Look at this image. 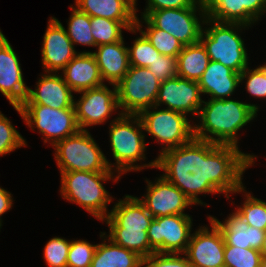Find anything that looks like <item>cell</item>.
Instances as JSON below:
<instances>
[{"label": "cell", "mask_w": 266, "mask_h": 267, "mask_svg": "<svg viewBox=\"0 0 266 267\" xmlns=\"http://www.w3.org/2000/svg\"><path fill=\"white\" fill-rule=\"evenodd\" d=\"M255 155L241 152L239 147L219 145L193 138L186 144L160 153L156 168L177 186L193 204L205 205L199 194L245 192L242 175L255 163ZM229 193V194H228Z\"/></svg>", "instance_id": "1"}, {"label": "cell", "mask_w": 266, "mask_h": 267, "mask_svg": "<svg viewBox=\"0 0 266 267\" xmlns=\"http://www.w3.org/2000/svg\"><path fill=\"white\" fill-rule=\"evenodd\" d=\"M262 15L257 0H222L205 18L204 24L211 27L203 28L200 35L210 61H218L237 73L248 67L247 51L239 33Z\"/></svg>", "instance_id": "2"}, {"label": "cell", "mask_w": 266, "mask_h": 267, "mask_svg": "<svg viewBox=\"0 0 266 267\" xmlns=\"http://www.w3.org/2000/svg\"><path fill=\"white\" fill-rule=\"evenodd\" d=\"M259 107L232 99L203 100L194 125V137L219 145L238 147V131L257 117ZM212 135V136H211Z\"/></svg>", "instance_id": "3"}, {"label": "cell", "mask_w": 266, "mask_h": 267, "mask_svg": "<svg viewBox=\"0 0 266 267\" xmlns=\"http://www.w3.org/2000/svg\"><path fill=\"white\" fill-rule=\"evenodd\" d=\"M143 131L144 127L138 115L119 112L118 117L110 123V145L116 161L111 164V170L117 171L114 182L120 179L121 174L129 171H140L144 167L156 168V160L143 164V166L137 164V161L146 159L144 153L147 148L144 140L146 135L142 133ZM114 167L115 169H113Z\"/></svg>", "instance_id": "4"}, {"label": "cell", "mask_w": 266, "mask_h": 267, "mask_svg": "<svg viewBox=\"0 0 266 267\" xmlns=\"http://www.w3.org/2000/svg\"><path fill=\"white\" fill-rule=\"evenodd\" d=\"M114 172L69 171L61 175V196L85 209L96 219L103 221L110 212L108 203L113 199L103 183L113 179ZM103 182V183H102Z\"/></svg>", "instance_id": "5"}, {"label": "cell", "mask_w": 266, "mask_h": 267, "mask_svg": "<svg viewBox=\"0 0 266 267\" xmlns=\"http://www.w3.org/2000/svg\"><path fill=\"white\" fill-rule=\"evenodd\" d=\"M53 147L60 173L113 171L112 163L107 160L88 130H79L76 134L57 142Z\"/></svg>", "instance_id": "6"}, {"label": "cell", "mask_w": 266, "mask_h": 267, "mask_svg": "<svg viewBox=\"0 0 266 267\" xmlns=\"http://www.w3.org/2000/svg\"><path fill=\"white\" fill-rule=\"evenodd\" d=\"M26 124L35 127L52 147L66 137L76 134L80 129L76 122L75 109H54L38 104L13 106Z\"/></svg>", "instance_id": "7"}, {"label": "cell", "mask_w": 266, "mask_h": 267, "mask_svg": "<svg viewBox=\"0 0 266 267\" xmlns=\"http://www.w3.org/2000/svg\"><path fill=\"white\" fill-rule=\"evenodd\" d=\"M215 7H189L144 11L145 17L154 27L170 33L184 46L200 42L205 18ZM201 15L200 20L197 16ZM202 18V19H201Z\"/></svg>", "instance_id": "8"}, {"label": "cell", "mask_w": 266, "mask_h": 267, "mask_svg": "<svg viewBox=\"0 0 266 267\" xmlns=\"http://www.w3.org/2000/svg\"><path fill=\"white\" fill-rule=\"evenodd\" d=\"M157 109L158 106H152L141 111L138 116L144 131L165 145L160 153L186 144L194 138V125L190 124L185 114L170 109Z\"/></svg>", "instance_id": "9"}, {"label": "cell", "mask_w": 266, "mask_h": 267, "mask_svg": "<svg viewBox=\"0 0 266 267\" xmlns=\"http://www.w3.org/2000/svg\"><path fill=\"white\" fill-rule=\"evenodd\" d=\"M160 83L147 67L130 66L125 76L116 84L121 114L138 115L155 106Z\"/></svg>", "instance_id": "10"}, {"label": "cell", "mask_w": 266, "mask_h": 267, "mask_svg": "<svg viewBox=\"0 0 266 267\" xmlns=\"http://www.w3.org/2000/svg\"><path fill=\"white\" fill-rule=\"evenodd\" d=\"M192 217L170 215L155 217L147 231L150 246L156 253H184L190 241Z\"/></svg>", "instance_id": "11"}, {"label": "cell", "mask_w": 266, "mask_h": 267, "mask_svg": "<svg viewBox=\"0 0 266 267\" xmlns=\"http://www.w3.org/2000/svg\"><path fill=\"white\" fill-rule=\"evenodd\" d=\"M112 90L105 84L102 86L81 91V97L74 101L76 122L80 130L86 127L104 123L113 111L119 109L117 87Z\"/></svg>", "instance_id": "12"}, {"label": "cell", "mask_w": 266, "mask_h": 267, "mask_svg": "<svg viewBox=\"0 0 266 267\" xmlns=\"http://www.w3.org/2000/svg\"><path fill=\"white\" fill-rule=\"evenodd\" d=\"M210 227H200L190 237L183 255L193 267H224L225 240L219 227L209 219Z\"/></svg>", "instance_id": "13"}, {"label": "cell", "mask_w": 266, "mask_h": 267, "mask_svg": "<svg viewBox=\"0 0 266 267\" xmlns=\"http://www.w3.org/2000/svg\"><path fill=\"white\" fill-rule=\"evenodd\" d=\"M147 192L139 200L145 208L155 217L170 215H188L184 211L193 202L174 184L163 176H160L155 183L146 180Z\"/></svg>", "instance_id": "14"}, {"label": "cell", "mask_w": 266, "mask_h": 267, "mask_svg": "<svg viewBox=\"0 0 266 267\" xmlns=\"http://www.w3.org/2000/svg\"><path fill=\"white\" fill-rule=\"evenodd\" d=\"M202 103L198 81L176 76L160 83L155 106L165 104L166 109L198 116Z\"/></svg>", "instance_id": "15"}, {"label": "cell", "mask_w": 266, "mask_h": 267, "mask_svg": "<svg viewBox=\"0 0 266 267\" xmlns=\"http://www.w3.org/2000/svg\"><path fill=\"white\" fill-rule=\"evenodd\" d=\"M42 65L45 72L57 73L78 53L68 37L64 26L55 17H50L43 37Z\"/></svg>", "instance_id": "16"}, {"label": "cell", "mask_w": 266, "mask_h": 267, "mask_svg": "<svg viewBox=\"0 0 266 267\" xmlns=\"http://www.w3.org/2000/svg\"><path fill=\"white\" fill-rule=\"evenodd\" d=\"M19 59L3 35L0 38V92L12 106H20L26 99V86Z\"/></svg>", "instance_id": "17"}, {"label": "cell", "mask_w": 266, "mask_h": 267, "mask_svg": "<svg viewBox=\"0 0 266 267\" xmlns=\"http://www.w3.org/2000/svg\"><path fill=\"white\" fill-rule=\"evenodd\" d=\"M72 92L62 75L46 72L38 80L35 90L28 89L27 97L22 104H38L54 109H75Z\"/></svg>", "instance_id": "18"}, {"label": "cell", "mask_w": 266, "mask_h": 267, "mask_svg": "<svg viewBox=\"0 0 266 267\" xmlns=\"http://www.w3.org/2000/svg\"><path fill=\"white\" fill-rule=\"evenodd\" d=\"M62 71L64 81L76 93L104 84L96 59L90 51L78 52Z\"/></svg>", "instance_id": "19"}, {"label": "cell", "mask_w": 266, "mask_h": 267, "mask_svg": "<svg viewBox=\"0 0 266 267\" xmlns=\"http://www.w3.org/2000/svg\"><path fill=\"white\" fill-rule=\"evenodd\" d=\"M222 223L213 216H208L221 230L225 243L240 248L261 250L266 231L249 226L241 215L234 210Z\"/></svg>", "instance_id": "20"}, {"label": "cell", "mask_w": 266, "mask_h": 267, "mask_svg": "<svg viewBox=\"0 0 266 267\" xmlns=\"http://www.w3.org/2000/svg\"><path fill=\"white\" fill-rule=\"evenodd\" d=\"M152 215L138 197L126 195L119 200L103 220L109 228L148 230Z\"/></svg>", "instance_id": "21"}, {"label": "cell", "mask_w": 266, "mask_h": 267, "mask_svg": "<svg viewBox=\"0 0 266 267\" xmlns=\"http://www.w3.org/2000/svg\"><path fill=\"white\" fill-rule=\"evenodd\" d=\"M201 94L209 99H227L240 84V73L224 66L218 61H209L206 70L198 80Z\"/></svg>", "instance_id": "22"}, {"label": "cell", "mask_w": 266, "mask_h": 267, "mask_svg": "<svg viewBox=\"0 0 266 267\" xmlns=\"http://www.w3.org/2000/svg\"><path fill=\"white\" fill-rule=\"evenodd\" d=\"M97 52H91L97 62L103 81L116 85L127 73L129 65L128 47L124 39L112 44L96 46Z\"/></svg>", "instance_id": "23"}, {"label": "cell", "mask_w": 266, "mask_h": 267, "mask_svg": "<svg viewBox=\"0 0 266 267\" xmlns=\"http://www.w3.org/2000/svg\"><path fill=\"white\" fill-rule=\"evenodd\" d=\"M75 7L90 17H103L122 22L136 33V11L126 0H75Z\"/></svg>", "instance_id": "24"}, {"label": "cell", "mask_w": 266, "mask_h": 267, "mask_svg": "<svg viewBox=\"0 0 266 267\" xmlns=\"http://www.w3.org/2000/svg\"><path fill=\"white\" fill-rule=\"evenodd\" d=\"M105 235V236H104ZM103 243L97 244V248L90 267H142V257L136 252L115 244L106 232H101ZM106 240L110 243H106Z\"/></svg>", "instance_id": "25"}, {"label": "cell", "mask_w": 266, "mask_h": 267, "mask_svg": "<svg viewBox=\"0 0 266 267\" xmlns=\"http://www.w3.org/2000/svg\"><path fill=\"white\" fill-rule=\"evenodd\" d=\"M210 59L201 42L184 46L177 56V76L198 81Z\"/></svg>", "instance_id": "26"}, {"label": "cell", "mask_w": 266, "mask_h": 267, "mask_svg": "<svg viewBox=\"0 0 266 267\" xmlns=\"http://www.w3.org/2000/svg\"><path fill=\"white\" fill-rule=\"evenodd\" d=\"M147 231L142 229L109 228V234L106 236L115 244L136 252L142 258H146L155 253V250L150 246Z\"/></svg>", "instance_id": "27"}, {"label": "cell", "mask_w": 266, "mask_h": 267, "mask_svg": "<svg viewBox=\"0 0 266 267\" xmlns=\"http://www.w3.org/2000/svg\"><path fill=\"white\" fill-rule=\"evenodd\" d=\"M142 20L147 26L146 29L141 30V21L136 17L135 31H140L160 54L177 57L184 45L170 33L154 27L145 17H142Z\"/></svg>", "instance_id": "28"}, {"label": "cell", "mask_w": 266, "mask_h": 267, "mask_svg": "<svg viewBox=\"0 0 266 267\" xmlns=\"http://www.w3.org/2000/svg\"><path fill=\"white\" fill-rule=\"evenodd\" d=\"M68 21V28L65 29L73 45L80 44L95 47V40L91 33V17L80 11L75 6Z\"/></svg>", "instance_id": "29"}, {"label": "cell", "mask_w": 266, "mask_h": 267, "mask_svg": "<svg viewBox=\"0 0 266 267\" xmlns=\"http://www.w3.org/2000/svg\"><path fill=\"white\" fill-rule=\"evenodd\" d=\"M123 28L129 31L120 21H114L103 17H91V33L95 40V47L123 40Z\"/></svg>", "instance_id": "30"}, {"label": "cell", "mask_w": 266, "mask_h": 267, "mask_svg": "<svg viewBox=\"0 0 266 267\" xmlns=\"http://www.w3.org/2000/svg\"><path fill=\"white\" fill-rule=\"evenodd\" d=\"M251 195L250 192L244 195L246 200L236 211L249 226L266 231V202Z\"/></svg>", "instance_id": "31"}, {"label": "cell", "mask_w": 266, "mask_h": 267, "mask_svg": "<svg viewBox=\"0 0 266 267\" xmlns=\"http://www.w3.org/2000/svg\"><path fill=\"white\" fill-rule=\"evenodd\" d=\"M262 254L252 248H240L225 243L224 267H260Z\"/></svg>", "instance_id": "32"}, {"label": "cell", "mask_w": 266, "mask_h": 267, "mask_svg": "<svg viewBox=\"0 0 266 267\" xmlns=\"http://www.w3.org/2000/svg\"><path fill=\"white\" fill-rule=\"evenodd\" d=\"M133 45L128 48L129 65L135 67H148L161 54L157 51L149 40L140 33Z\"/></svg>", "instance_id": "33"}, {"label": "cell", "mask_w": 266, "mask_h": 267, "mask_svg": "<svg viewBox=\"0 0 266 267\" xmlns=\"http://www.w3.org/2000/svg\"><path fill=\"white\" fill-rule=\"evenodd\" d=\"M26 145L22 135L0 111V155L4 156Z\"/></svg>", "instance_id": "34"}, {"label": "cell", "mask_w": 266, "mask_h": 267, "mask_svg": "<svg viewBox=\"0 0 266 267\" xmlns=\"http://www.w3.org/2000/svg\"><path fill=\"white\" fill-rule=\"evenodd\" d=\"M97 244L86 240H72L67 256V267H90Z\"/></svg>", "instance_id": "35"}, {"label": "cell", "mask_w": 266, "mask_h": 267, "mask_svg": "<svg viewBox=\"0 0 266 267\" xmlns=\"http://www.w3.org/2000/svg\"><path fill=\"white\" fill-rule=\"evenodd\" d=\"M71 241L61 237L51 238L44 247V259L49 267H67Z\"/></svg>", "instance_id": "36"}, {"label": "cell", "mask_w": 266, "mask_h": 267, "mask_svg": "<svg viewBox=\"0 0 266 267\" xmlns=\"http://www.w3.org/2000/svg\"><path fill=\"white\" fill-rule=\"evenodd\" d=\"M246 81V90L247 92L260 99H266V73L264 70L258 66L255 69H249L246 67L240 73V83L243 80Z\"/></svg>", "instance_id": "37"}, {"label": "cell", "mask_w": 266, "mask_h": 267, "mask_svg": "<svg viewBox=\"0 0 266 267\" xmlns=\"http://www.w3.org/2000/svg\"><path fill=\"white\" fill-rule=\"evenodd\" d=\"M222 0H147L144 11L189 7H216Z\"/></svg>", "instance_id": "38"}, {"label": "cell", "mask_w": 266, "mask_h": 267, "mask_svg": "<svg viewBox=\"0 0 266 267\" xmlns=\"http://www.w3.org/2000/svg\"><path fill=\"white\" fill-rule=\"evenodd\" d=\"M145 265V266H144ZM142 267H193L182 253H153L142 259Z\"/></svg>", "instance_id": "39"}, {"label": "cell", "mask_w": 266, "mask_h": 267, "mask_svg": "<svg viewBox=\"0 0 266 267\" xmlns=\"http://www.w3.org/2000/svg\"><path fill=\"white\" fill-rule=\"evenodd\" d=\"M147 68L160 82H164L177 76V57L161 54Z\"/></svg>", "instance_id": "40"}, {"label": "cell", "mask_w": 266, "mask_h": 267, "mask_svg": "<svg viewBox=\"0 0 266 267\" xmlns=\"http://www.w3.org/2000/svg\"><path fill=\"white\" fill-rule=\"evenodd\" d=\"M13 198L9 191L0 187V228L2 226L1 216L12 208Z\"/></svg>", "instance_id": "41"}, {"label": "cell", "mask_w": 266, "mask_h": 267, "mask_svg": "<svg viewBox=\"0 0 266 267\" xmlns=\"http://www.w3.org/2000/svg\"><path fill=\"white\" fill-rule=\"evenodd\" d=\"M257 1L260 4L262 13H266V0H257Z\"/></svg>", "instance_id": "42"}, {"label": "cell", "mask_w": 266, "mask_h": 267, "mask_svg": "<svg viewBox=\"0 0 266 267\" xmlns=\"http://www.w3.org/2000/svg\"><path fill=\"white\" fill-rule=\"evenodd\" d=\"M260 252H261L262 255L266 256V233H265V237H264V240H263V245H262V248H261Z\"/></svg>", "instance_id": "43"}, {"label": "cell", "mask_w": 266, "mask_h": 267, "mask_svg": "<svg viewBox=\"0 0 266 267\" xmlns=\"http://www.w3.org/2000/svg\"><path fill=\"white\" fill-rule=\"evenodd\" d=\"M134 9L135 11L137 12V8H136V1L137 0H126Z\"/></svg>", "instance_id": "44"}, {"label": "cell", "mask_w": 266, "mask_h": 267, "mask_svg": "<svg viewBox=\"0 0 266 267\" xmlns=\"http://www.w3.org/2000/svg\"><path fill=\"white\" fill-rule=\"evenodd\" d=\"M260 267H266V256L265 255H262Z\"/></svg>", "instance_id": "45"}, {"label": "cell", "mask_w": 266, "mask_h": 267, "mask_svg": "<svg viewBox=\"0 0 266 267\" xmlns=\"http://www.w3.org/2000/svg\"><path fill=\"white\" fill-rule=\"evenodd\" d=\"M263 70H264V72L266 73V63L264 64V65H262V66H260Z\"/></svg>", "instance_id": "46"}, {"label": "cell", "mask_w": 266, "mask_h": 267, "mask_svg": "<svg viewBox=\"0 0 266 267\" xmlns=\"http://www.w3.org/2000/svg\"><path fill=\"white\" fill-rule=\"evenodd\" d=\"M4 34L2 33V31L0 30V38L3 36Z\"/></svg>", "instance_id": "47"}]
</instances>
